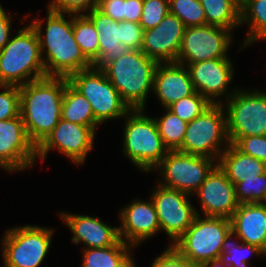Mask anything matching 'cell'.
<instances>
[{
	"label": "cell",
	"mask_w": 266,
	"mask_h": 267,
	"mask_svg": "<svg viewBox=\"0 0 266 267\" xmlns=\"http://www.w3.org/2000/svg\"><path fill=\"white\" fill-rule=\"evenodd\" d=\"M32 20L30 25L39 38L46 76L68 78L73 73L92 67L74 38L73 14L56 12L47 7L46 19Z\"/></svg>",
	"instance_id": "6da1fadb"
},
{
	"label": "cell",
	"mask_w": 266,
	"mask_h": 267,
	"mask_svg": "<svg viewBox=\"0 0 266 267\" xmlns=\"http://www.w3.org/2000/svg\"><path fill=\"white\" fill-rule=\"evenodd\" d=\"M67 77L46 76L19 86L20 116L30 141L36 148L61 119Z\"/></svg>",
	"instance_id": "7a4b0ae2"
},
{
	"label": "cell",
	"mask_w": 266,
	"mask_h": 267,
	"mask_svg": "<svg viewBox=\"0 0 266 267\" xmlns=\"http://www.w3.org/2000/svg\"><path fill=\"white\" fill-rule=\"evenodd\" d=\"M158 65L143 51L130 50L102 70L130 109H145Z\"/></svg>",
	"instance_id": "3957f363"
},
{
	"label": "cell",
	"mask_w": 266,
	"mask_h": 267,
	"mask_svg": "<svg viewBox=\"0 0 266 267\" xmlns=\"http://www.w3.org/2000/svg\"><path fill=\"white\" fill-rule=\"evenodd\" d=\"M46 77L39 38L30 24L0 50V85L22 86Z\"/></svg>",
	"instance_id": "277c9868"
},
{
	"label": "cell",
	"mask_w": 266,
	"mask_h": 267,
	"mask_svg": "<svg viewBox=\"0 0 266 267\" xmlns=\"http://www.w3.org/2000/svg\"><path fill=\"white\" fill-rule=\"evenodd\" d=\"M144 109H131L124 116L123 154L141 172H152L168 153L154 117Z\"/></svg>",
	"instance_id": "5b68a950"
},
{
	"label": "cell",
	"mask_w": 266,
	"mask_h": 267,
	"mask_svg": "<svg viewBox=\"0 0 266 267\" xmlns=\"http://www.w3.org/2000/svg\"><path fill=\"white\" fill-rule=\"evenodd\" d=\"M230 231V219L197 214L191 226L172 246L191 263L201 267L220 257L222 244Z\"/></svg>",
	"instance_id": "8992f818"
},
{
	"label": "cell",
	"mask_w": 266,
	"mask_h": 267,
	"mask_svg": "<svg viewBox=\"0 0 266 267\" xmlns=\"http://www.w3.org/2000/svg\"><path fill=\"white\" fill-rule=\"evenodd\" d=\"M224 110L223 104H212L188 123L182 147L178 151L210 157L218 162L220 155L230 145Z\"/></svg>",
	"instance_id": "52a82bcc"
},
{
	"label": "cell",
	"mask_w": 266,
	"mask_h": 267,
	"mask_svg": "<svg viewBox=\"0 0 266 267\" xmlns=\"http://www.w3.org/2000/svg\"><path fill=\"white\" fill-rule=\"evenodd\" d=\"M54 229L23 225L7 229L1 245L3 267H40L47 256Z\"/></svg>",
	"instance_id": "ba28073f"
},
{
	"label": "cell",
	"mask_w": 266,
	"mask_h": 267,
	"mask_svg": "<svg viewBox=\"0 0 266 267\" xmlns=\"http://www.w3.org/2000/svg\"><path fill=\"white\" fill-rule=\"evenodd\" d=\"M68 81L90 102L94 117L101 125L110 119H122L131 110L102 69L92 66L71 74Z\"/></svg>",
	"instance_id": "9c48e42d"
},
{
	"label": "cell",
	"mask_w": 266,
	"mask_h": 267,
	"mask_svg": "<svg viewBox=\"0 0 266 267\" xmlns=\"http://www.w3.org/2000/svg\"><path fill=\"white\" fill-rule=\"evenodd\" d=\"M240 89L223 103L230 144L240 137L266 135V92Z\"/></svg>",
	"instance_id": "30bf717a"
},
{
	"label": "cell",
	"mask_w": 266,
	"mask_h": 267,
	"mask_svg": "<svg viewBox=\"0 0 266 267\" xmlns=\"http://www.w3.org/2000/svg\"><path fill=\"white\" fill-rule=\"evenodd\" d=\"M216 165L217 161L210 157L177 150L168 151L152 171H157L162 175L161 181H156V183L193 196Z\"/></svg>",
	"instance_id": "8fae6325"
},
{
	"label": "cell",
	"mask_w": 266,
	"mask_h": 267,
	"mask_svg": "<svg viewBox=\"0 0 266 267\" xmlns=\"http://www.w3.org/2000/svg\"><path fill=\"white\" fill-rule=\"evenodd\" d=\"M231 30L212 26L185 28L177 63L187 66L191 63L211 59L230 58L227 51L233 44Z\"/></svg>",
	"instance_id": "7c38bea8"
},
{
	"label": "cell",
	"mask_w": 266,
	"mask_h": 267,
	"mask_svg": "<svg viewBox=\"0 0 266 267\" xmlns=\"http://www.w3.org/2000/svg\"><path fill=\"white\" fill-rule=\"evenodd\" d=\"M155 188L150 197L156 208L161 232L170 237L169 244L172 245L191 226L199 211L191 204V195L160 184Z\"/></svg>",
	"instance_id": "4fadbf2b"
},
{
	"label": "cell",
	"mask_w": 266,
	"mask_h": 267,
	"mask_svg": "<svg viewBox=\"0 0 266 267\" xmlns=\"http://www.w3.org/2000/svg\"><path fill=\"white\" fill-rule=\"evenodd\" d=\"M96 131L90 126L60 119L49 136L37 147V159L43 160L57 150L74 164L82 165L93 150Z\"/></svg>",
	"instance_id": "5bb4252c"
},
{
	"label": "cell",
	"mask_w": 266,
	"mask_h": 267,
	"mask_svg": "<svg viewBox=\"0 0 266 267\" xmlns=\"http://www.w3.org/2000/svg\"><path fill=\"white\" fill-rule=\"evenodd\" d=\"M36 159L37 148L29 139L21 116L0 121V168L9 173L26 171L33 168Z\"/></svg>",
	"instance_id": "9a60e30c"
},
{
	"label": "cell",
	"mask_w": 266,
	"mask_h": 267,
	"mask_svg": "<svg viewBox=\"0 0 266 267\" xmlns=\"http://www.w3.org/2000/svg\"><path fill=\"white\" fill-rule=\"evenodd\" d=\"M231 61L230 58H220L191 63L186 66L195 91L204 96L211 104H223L238 89V87H234L228 92L230 88L228 85L234 79V68ZM221 96L226 99L222 100Z\"/></svg>",
	"instance_id": "2e32d148"
},
{
	"label": "cell",
	"mask_w": 266,
	"mask_h": 267,
	"mask_svg": "<svg viewBox=\"0 0 266 267\" xmlns=\"http://www.w3.org/2000/svg\"><path fill=\"white\" fill-rule=\"evenodd\" d=\"M193 195L199 199L201 207L199 210H202V213L197 214L203 216L230 219L239 206L235 186L218 164Z\"/></svg>",
	"instance_id": "e0dca14e"
},
{
	"label": "cell",
	"mask_w": 266,
	"mask_h": 267,
	"mask_svg": "<svg viewBox=\"0 0 266 267\" xmlns=\"http://www.w3.org/2000/svg\"><path fill=\"white\" fill-rule=\"evenodd\" d=\"M149 198L148 201L138 198L133 200L122 207L118 214L121 221L120 226L118 225L120 238L135 248L161 233L155 205L151 197Z\"/></svg>",
	"instance_id": "ac0fdd59"
},
{
	"label": "cell",
	"mask_w": 266,
	"mask_h": 267,
	"mask_svg": "<svg viewBox=\"0 0 266 267\" xmlns=\"http://www.w3.org/2000/svg\"><path fill=\"white\" fill-rule=\"evenodd\" d=\"M185 25L168 12L154 28L143 31L141 51L158 63L177 62Z\"/></svg>",
	"instance_id": "d6986e66"
},
{
	"label": "cell",
	"mask_w": 266,
	"mask_h": 267,
	"mask_svg": "<svg viewBox=\"0 0 266 267\" xmlns=\"http://www.w3.org/2000/svg\"><path fill=\"white\" fill-rule=\"evenodd\" d=\"M58 215L72 232V242L74 244L84 243L83 249L109 247L121 240L119 227H112L98 217L64 211Z\"/></svg>",
	"instance_id": "ffe728a7"
},
{
	"label": "cell",
	"mask_w": 266,
	"mask_h": 267,
	"mask_svg": "<svg viewBox=\"0 0 266 267\" xmlns=\"http://www.w3.org/2000/svg\"><path fill=\"white\" fill-rule=\"evenodd\" d=\"M195 92L189 70L185 65L177 62L159 63L154 77L153 94L163 108H168L174 102Z\"/></svg>",
	"instance_id": "44dd1931"
},
{
	"label": "cell",
	"mask_w": 266,
	"mask_h": 267,
	"mask_svg": "<svg viewBox=\"0 0 266 267\" xmlns=\"http://www.w3.org/2000/svg\"><path fill=\"white\" fill-rule=\"evenodd\" d=\"M230 221L238 241L262 249L266 241V203L239 204Z\"/></svg>",
	"instance_id": "7402d4cb"
},
{
	"label": "cell",
	"mask_w": 266,
	"mask_h": 267,
	"mask_svg": "<svg viewBox=\"0 0 266 267\" xmlns=\"http://www.w3.org/2000/svg\"><path fill=\"white\" fill-rule=\"evenodd\" d=\"M94 24L99 41L98 60L92 65L103 69L107 64L124 55L130 49L119 41V22L101 12L97 7L85 13Z\"/></svg>",
	"instance_id": "603a6c76"
},
{
	"label": "cell",
	"mask_w": 266,
	"mask_h": 267,
	"mask_svg": "<svg viewBox=\"0 0 266 267\" xmlns=\"http://www.w3.org/2000/svg\"><path fill=\"white\" fill-rule=\"evenodd\" d=\"M217 164L233 184L244 179H257V176L266 172L263 161L243 154L233 144L220 155Z\"/></svg>",
	"instance_id": "cb8c5ba5"
},
{
	"label": "cell",
	"mask_w": 266,
	"mask_h": 267,
	"mask_svg": "<svg viewBox=\"0 0 266 267\" xmlns=\"http://www.w3.org/2000/svg\"><path fill=\"white\" fill-rule=\"evenodd\" d=\"M132 249L133 246L123 240L109 247L82 249L81 267H137Z\"/></svg>",
	"instance_id": "d4e9b609"
},
{
	"label": "cell",
	"mask_w": 266,
	"mask_h": 267,
	"mask_svg": "<svg viewBox=\"0 0 266 267\" xmlns=\"http://www.w3.org/2000/svg\"><path fill=\"white\" fill-rule=\"evenodd\" d=\"M61 119L79 125L90 126L97 131L96 121L90 102L69 82L65 86Z\"/></svg>",
	"instance_id": "484cf974"
},
{
	"label": "cell",
	"mask_w": 266,
	"mask_h": 267,
	"mask_svg": "<svg viewBox=\"0 0 266 267\" xmlns=\"http://www.w3.org/2000/svg\"><path fill=\"white\" fill-rule=\"evenodd\" d=\"M240 24L241 27L243 24L249 27L241 49L266 40V0H241Z\"/></svg>",
	"instance_id": "4316f807"
},
{
	"label": "cell",
	"mask_w": 266,
	"mask_h": 267,
	"mask_svg": "<svg viewBox=\"0 0 266 267\" xmlns=\"http://www.w3.org/2000/svg\"><path fill=\"white\" fill-rule=\"evenodd\" d=\"M206 16V24L233 31L240 27L241 0H199Z\"/></svg>",
	"instance_id": "83f0119b"
},
{
	"label": "cell",
	"mask_w": 266,
	"mask_h": 267,
	"mask_svg": "<svg viewBox=\"0 0 266 267\" xmlns=\"http://www.w3.org/2000/svg\"><path fill=\"white\" fill-rule=\"evenodd\" d=\"M73 34L86 59L93 65L98 60L99 41L96 28L85 14H73Z\"/></svg>",
	"instance_id": "f1b7e54d"
},
{
	"label": "cell",
	"mask_w": 266,
	"mask_h": 267,
	"mask_svg": "<svg viewBox=\"0 0 266 267\" xmlns=\"http://www.w3.org/2000/svg\"><path fill=\"white\" fill-rule=\"evenodd\" d=\"M164 111L163 116L154 119L165 147L168 151H177L182 147L188 123L168 108H164Z\"/></svg>",
	"instance_id": "f546056e"
},
{
	"label": "cell",
	"mask_w": 266,
	"mask_h": 267,
	"mask_svg": "<svg viewBox=\"0 0 266 267\" xmlns=\"http://www.w3.org/2000/svg\"><path fill=\"white\" fill-rule=\"evenodd\" d=\"M232 237L236 235L232 230L225 237L224 243L222 244V253L219 259L229 267H248L249 266V255L262 257L261 249L258 246L247 244V243H236Z\"/></svg>",
	"instance_id": "4dcf8cb0"
},
{
	"label": "cell",
	"mask_w": 266,
	"mask_h": 267,
	"mask_svg": "<svg viewBox=\"0 0 266 267\" xmlns=\"http://www.w3.org/2000/svg\"><path fill=\"white\" fill-rule=\"evenodd\" d=\"M169 12L177 16L185 27L206 25V16L199 0H169Z\"/></svg>",
	"instance_id": "1f68e13d"
},
{
	"label": "cell",
	"mask_w": 266,
	"mask_h": 267,
	"mask_svg": "<svg viewBox=\"0 0 266 267\" xmlns=\"http://www.w3.org/2000/svg\"><path fill=\"white\" fill-rule=\"evenodd\" d=\"M234 186L239 204L266 203V172L257 176V179H244Z\"/></svg>",
	"instance_id": "d6a6232c"
},
{
	"label": "cell",
	"mask_w": 266,
	"mask_h": 267,
	"mask_svg": "<svg viewBox=\"0 0 266 267\" xmlns=\"http://www.w3.org/2000/svg\"><path fill=\"white\" fill-rule=\"evenodd\" d=\"M212 104L201 94L195 92L193 95L183 97L168 107L175 115L186 123L201 115Z\"/></svg>",
	"instance_id": "836d02e7"
},
{
	"label": "cell",
	"mask_w": 266,
	"mask_h": 267,
	"mask_svg": "<svg viewBox=\"0 0 266 267\" xmlns=\"http://www.w3.org/2000/svg\"><path fill=\"white\" fill-rule=\"evenodd\" d=\"M169 12V0H143L139 24L143 31L159 25Z\"/></svg>",
	"instance_id": "e575fe53"
},
{
	"label": "cell",
	"mask_w": 266,
	"mask_h": 267,
	"mask_svg": "<svg viewBox=\"0 0 266 267\" xmlns=\"http://www.w3.org/2000/svg\"><path fill=\"white\" fill-rule=\"evenodd\" d=\"M0 121L20 115L19 86L0 85Z\"/></svg>",
	"instance_id": "d590c367"
},
{
	"label": "cell",
	"mask_w": 266,
	"mask_h": 267,
	"mask_svg": "<svg viewBox=\"0 0 266 267\" xmlns=\"http://www.w3.org/2000/svg\"><path fill=\"white\" fill-rule=\"evenodd\" d=\"M233 145L243 154L257 158L266 164V135L240 137Z\"/></svg>",
	"instance_id": "8d00e7d4"
},
{
	"label": "cell",
	"mask_w": 266,
	"mask_h": 267,
	"mask_svg": "<svg viewBox=\"0 0 266 267\" xmlns=\"http://www.w3.org/2000/svg\"><path fill=\"white\" fill-rule=\"evenodd\" d=\"M119 41L130 50H141L143 29L139 23L130 21L119 22Z\"/></svg>",
	"instance_id": "74e56055"
},
{
	"label": "cell",
	"mask_w": 266,
	"mask_h": 267,
	"mask_svg": "<svg viewBox=\"0 0 266 267\" xmlns=\"http://www.w3.org/2000/svg\"><path fill=\"white\" fill-rule=\"evenodd\" d=\"M47 6L56 12L83 14L97 7V0H51Z\"/></svg>",
	"instance_id": "f35d334b"
},
{
	"label": "cell",
	"mask_w": 266,
	"mask_h": 267,
	"mask_svg": "<svg viewBox=\"0 0 266 267\" xmlns=\"http://www.w3.org/2000/svg\"><path fill=\"white\" fill-rule=\"evenodd\" d=\"M162 254L157 256L150 267H200L191 263L181 255L172 245H168Z\"/></svg>",
	"instance_id": "ab89813d"
},
{
	"label": "cell",
	"mask_w": 266,
	"mask_h": 267,
	"mask_svg": "<svg viewBox=\"0 0 266 267\" xmlns=\"http://www.w3.org/2000/svg\"><path fill=\"white\" fill-rule=\"evenodd\" d=\"M97 8L115 21H124V0H97Z\"/></svg>",
	"instance_id": "60d3db41"
},
{
	"label": "cell",
	"mask_w": 266,
	"mask_h": 267,
	"mask_svg": "<svg viewBox=\"0 0 266 267\" xmlns=\"http://www.w3.org/2000/svg\"><path fill=\"white\" fill-rule=\"evenodd\" d=\"M12 20V15L7 14L5 8H3L0 3V50L12 36Z\"/></svg>",
	"instance_id": "b9f144b4"
},
{
	"label": "cell",
	"mask_w": 266,
	"mask_h": 267,
	"mask_svg": "<svg viewBox=\"0 0 266 267\" xmlns=\"http://www.w3.org/2000/svg\"><path fill=\"white\" fill-rule=\"evenodd\" d=\"M143 0H124V21L139 23Z\"/></svg>",
	"instance_id": "7bdbcfd3"
},
{
	"label": "cell",
	"mask_w": 266,
	"mask_h": 267,
	"mask_svg": "<svg viewBox=\"0 0 266 267\" xmlns=\"http://www.w3.org/2000/svg\"><path fill=\"white\" fill-rule=\"evenodd\" d=\"M201 267H229V266L225 265L219 258H217L205 262Z\"/></svg>",
	"instance_id": "ee69618b"
},
{
	"label": "cell",
	"mask_w": 266,
	"mask_h": 267,
	"mask_svg": "<svg viewBox=\"0 0 266 267\" xmlns=\"http://www.w3.org/2000/svg\"><path fill=\"white\" fill-rule=\"evenodd\" d=\"M261 252H262V256L264 255V257H266V241L261 249Z\"/></svg>",
	"instance_id": "f6af8a7d"
}]
</instances>
